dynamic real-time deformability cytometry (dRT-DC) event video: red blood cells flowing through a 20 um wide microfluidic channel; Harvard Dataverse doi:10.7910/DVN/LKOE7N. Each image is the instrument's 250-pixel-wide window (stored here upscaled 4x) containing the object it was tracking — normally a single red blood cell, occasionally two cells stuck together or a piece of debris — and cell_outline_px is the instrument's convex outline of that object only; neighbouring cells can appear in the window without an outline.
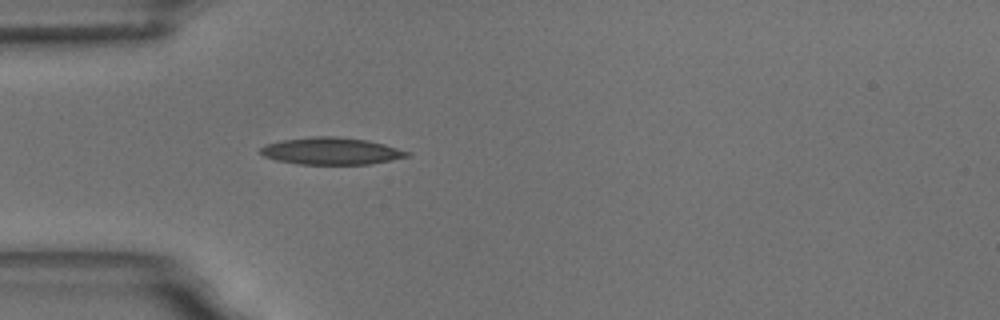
{"species": "common noctule bat (a hibernating species)", "species_latin": "Nyctalus noctula", "temperature_condition": "room temperature", "stored_images_in_passage": 4, "camera_frame_rate_fps": 3000, "um_per_image_px": 0.085, "animal": {"sex": "male", "body_mass_g": 18.8}, "frame": {"image": 1, "passage_image": 4, "time_ms": 3.333, "image_size_px": [1000, 320], "cell_outline_px": [[412, 156], [392, 160], [368, 164], [300, 164], [276, 160], [264, 156], [260, 152], [260, 148], [268, 144], [284, 140], [312, 136], [332, 136], [368, 140], [384, 144], [412, 152]], "centroid_in_image_um": [28.22, 12.84], "position_along_channel_um": 56.8, "area_um2": 23.06}}